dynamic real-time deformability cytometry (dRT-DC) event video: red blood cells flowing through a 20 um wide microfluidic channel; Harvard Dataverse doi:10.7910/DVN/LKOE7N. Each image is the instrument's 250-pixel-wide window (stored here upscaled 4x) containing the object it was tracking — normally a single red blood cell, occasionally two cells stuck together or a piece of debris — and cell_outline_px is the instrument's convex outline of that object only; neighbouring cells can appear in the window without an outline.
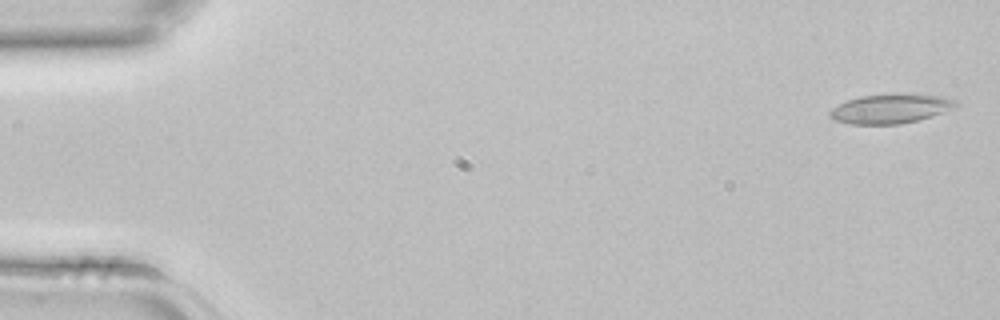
{"species": "common noctule bat (a hibernating species)", "species_latin": "Nyctalus noctula", "temperature_condition": "room temperature", "stored_images_in_passage": 43, "camera_frame_rate_fps": 3000, "um_per_image_px": 0.085, "animal": {"sex": "female", "body_mass_g": 22.7, "forearm_length_mm": 54.2}, "frame": {"image": 1, "passage_image": 1, "time_ms": 0.0, "image_size_px": [1000, 320], "cell_outline_px": [[960, 104], [956, 108], [932, 116], [900, 124], [848, 124], [836, 120], [828, 116], [828, 112], [832, 108], [848, 100], [860, 96], [892, 92], [904, 92], [940, 96], [956, 100]], "centroid_in_image_um": [75.73, 9.21], "position_along_channel_um": 9.3, "area_um2": 22.08}}
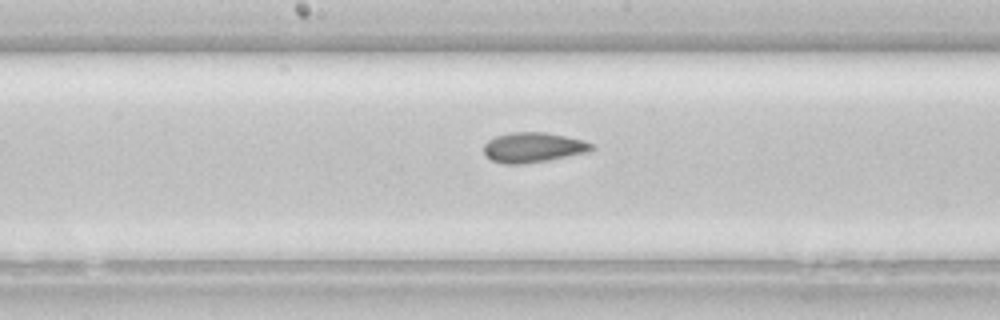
{"frame": {"image": 2, "passage_image": 22, "time_ms": 7.0, "image_size_px": [1000, 320], "cell_outline_px": [[596, 148], [588, 152], [548, 160], [524, 164], [504, 164], [492, 160], [484, 156], [484, 144], [488, 140], [496, 136], [512, 132], [544, 132], [564, 136], [580, 140], [592, 144]], "centroid_in_image_um": [45.28, 12.54], "position_along_channel_um": 202.9, "area_um2": 18.79}}
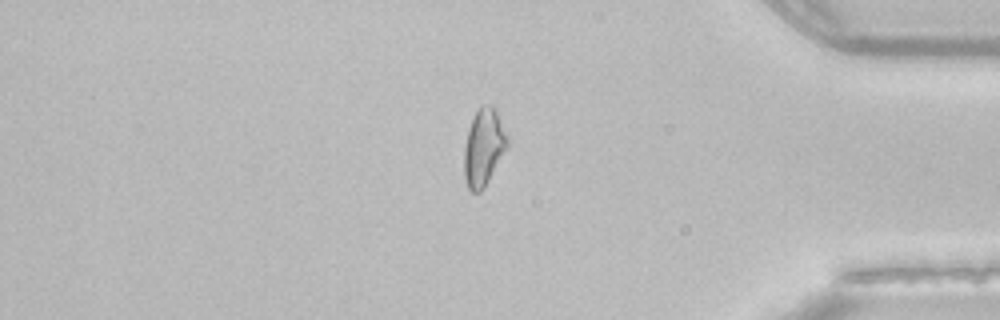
{"frame": {"image": 3, "passage_image": 36, "time_ms": 11.667, "image_size_px": [1000, 320], "cell_outline_px": [[508, 144], [484, 188], [480, 192], [472, 192], [468, 188], [464, 176], [464, 148], [468, 128], [480, 104], [492, 104], [508, 136]], "centroid_in_image_um": [41.09, 12.51], "position_along_channel_um": 394.1, "area_um2": 19.19}}